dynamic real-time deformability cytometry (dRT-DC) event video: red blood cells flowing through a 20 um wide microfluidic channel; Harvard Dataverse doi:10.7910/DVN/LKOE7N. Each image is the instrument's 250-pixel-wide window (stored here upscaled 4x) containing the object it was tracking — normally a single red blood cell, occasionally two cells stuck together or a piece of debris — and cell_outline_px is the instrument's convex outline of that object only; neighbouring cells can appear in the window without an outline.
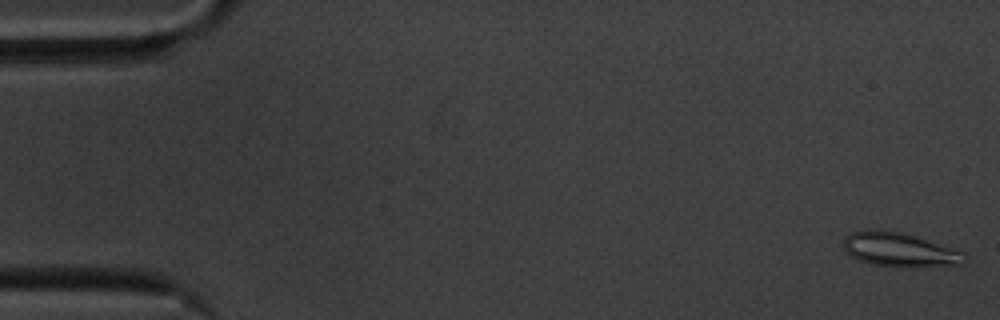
{"species": "common noctule bat (a hibernating species)", "species_latin": "Nyctalus noctula", "temperature_condition": "cold", "stored_images_in_passage": 57, "camera_frame_rate_fps": 3000, "um_per_image_px": 0.085, "animal": {"sex": "male", "body_mass_g": 20.1, "forearm_length_mm": 53.5}, "frame": {"image": 1, "passage_image": 1, "time_ms": 0.0, "image_size_px": [1000, 320], "cell_outline_px": [[968, 256], [960, 264], [872, 264], [860, 260], [844, 252], [844, 236], [852, 232], [868, 228], [880, 228], [900, 232], [964, 252]], "centroid_in_image_um": [76.33, 21.14], "position_along_channel_um": 8.7, "area_um2": 22.83}}
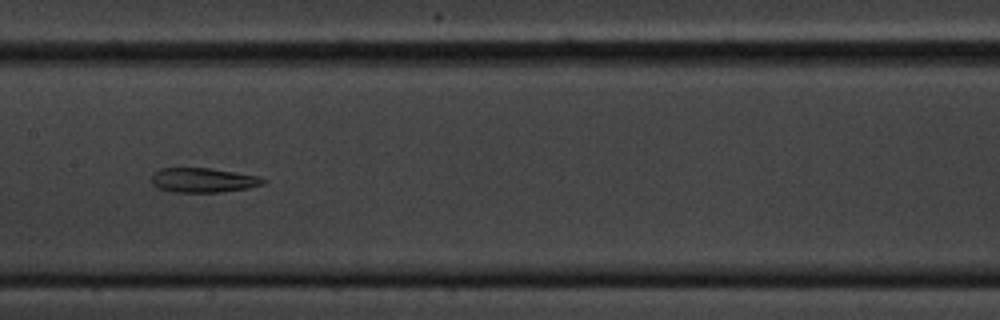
{"frame": {"image": 2, "passage_image": 28, "time_ms": 9.0, "image_size_px": [1000, 320], "cell_outline_px": [[268, 180], [264, 184], [248, 188], [220, 192], [172, 192], [156, 188], [152, 184], [152, 172], [160, 168], [212, 168], [260, 176]], "centroid_in_image_um": [17.27, 15.31], "position_along_channel_um": 190.1, "area_um2": 16.24}}
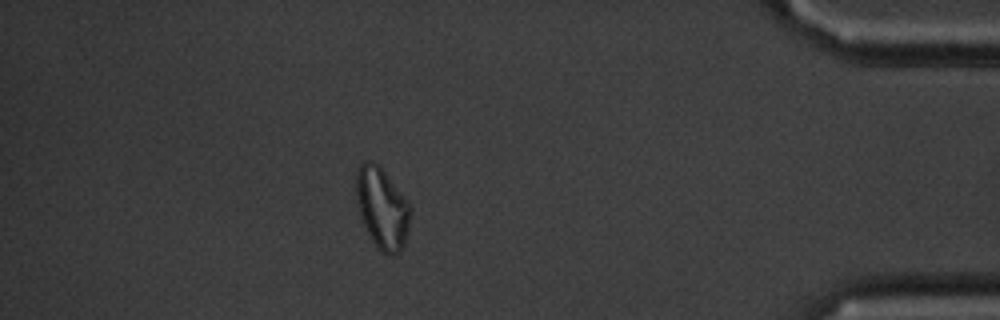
{"frame": {"image": 3, "passage_image": 50, "time_ms": 16.333, "image_size_px": [1000, 320], "cell_outline_px": [[412, 212], [404, 244], [400, 252], [392, 256], [388, 256], [372, 240], [364, 224], [360, 212], [356, 196], [356, 172], [360, 164], [364, 160], [372, 160], [380, 164], [408, 200], [412, 208]], "centroid_in_image_um": [32.51, 17.63], "position_along_channel_um": 402.7, "area_um2": 25.84}, "authors_computed_cell_mechanics": {"area_um2": 20.9814, "velocity_mm_per_s": 3.492, "shape_relaxation_time_tau1_ms": null, "shape_relaxation_time_tau2_ms": 9.9887, "deformation_change_tau1": null, "deformation_change_tau2": 0.239}}